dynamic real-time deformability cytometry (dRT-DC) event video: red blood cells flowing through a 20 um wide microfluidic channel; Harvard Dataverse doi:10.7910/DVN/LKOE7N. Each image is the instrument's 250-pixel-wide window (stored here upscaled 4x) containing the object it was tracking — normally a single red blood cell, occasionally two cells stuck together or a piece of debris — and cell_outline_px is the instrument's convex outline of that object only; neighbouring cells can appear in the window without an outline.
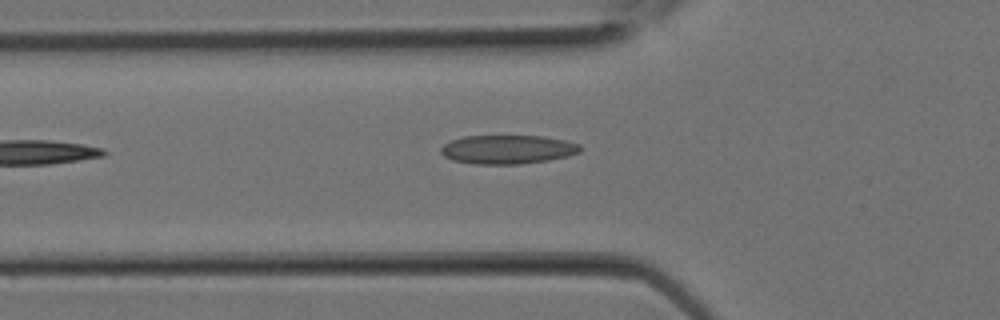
{"species": "Egyptian fruit bat (a non-hibernating species)", "species_latin": "Rousettus aegyptiacus", "temperature_condition": "room temperature", "stored_images_in_passage": 9, "camera_frame_rate_fps": 3000, "um_per_image_px": 0.085, "animal": {"sex": "female"}, "frame": {"image": 1, "passage_image": 9, "time_ms": 2.667, "image_size_px": [1000, 320], "cell_outline_px": [[584, 148], [580, 152], [568, 156], [548, 160], [520, 164], [476, 164], [452, 160], [444, 156], [440, 152], [440, 148], [444, 144], [452, 140], [464, 136], [540, 136], [564, 140], [580, 144]], "centroid_in_image_um": [43.16, 12.7], "position_along_channel_um": 82.6, "area_um2": 23.47}}